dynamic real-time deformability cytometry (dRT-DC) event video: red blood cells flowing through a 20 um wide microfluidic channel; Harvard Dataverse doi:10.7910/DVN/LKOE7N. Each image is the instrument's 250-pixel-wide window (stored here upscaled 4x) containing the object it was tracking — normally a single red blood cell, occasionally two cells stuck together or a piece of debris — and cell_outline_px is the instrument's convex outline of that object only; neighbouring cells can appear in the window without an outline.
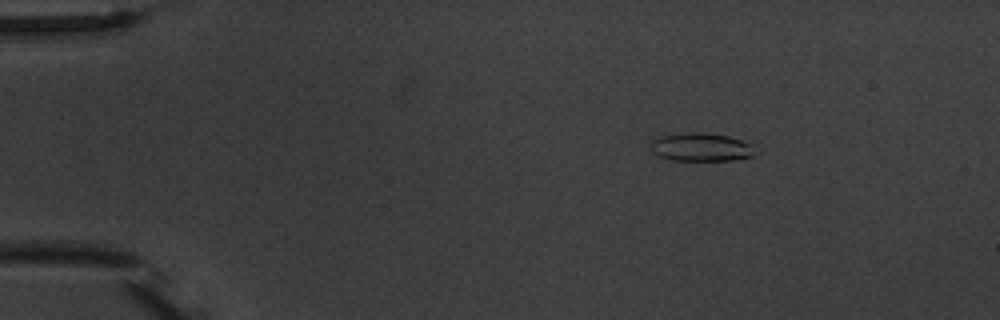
{"species": "common noctule bat (a hibernating species)", "species_latin": "Nyctalus noctula", "temperature_condition": "warm", "stored_images_in_passage": 7, "camera_frame_rate_fps": 3000, "um_per_image_px": 0.085, "animal": {"sex": "male", "body_mass_g": 20.1, "forearm_length_mm": 53.5}, "frame": {"image": 1, "passage_image": 2, "time_ms": 1.333, "image_size_px": [1000, 320], "cell_outline_px": [[752, 156], [732, 160], [672, 160], [660, 156], [652, 152], [652, 140], [660, 136], [688, 132], [704, 132], [728, 136], [752, 144]], "centroid_in_image_um": [59.56, 12.5], "position_along_channel_um": 25.4, "area_um2": 16.94}}
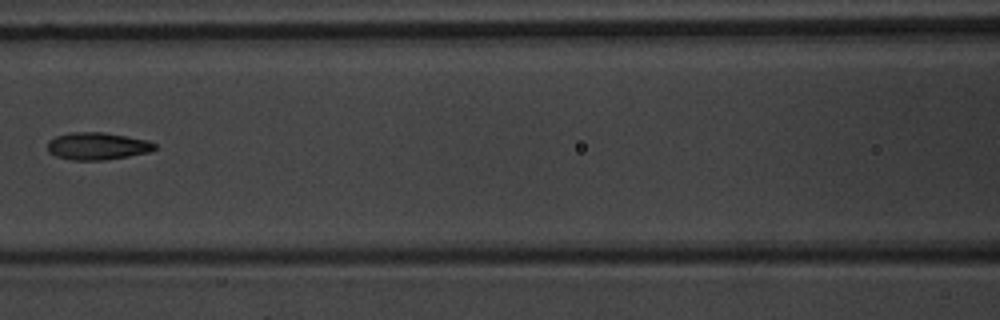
{"frame": {"image": 2, "passage_image": 6, "time_ms": 7.0, "image_size_px": [1000, 320], "cell_outline_px": [[156, 148], [148, 152], [128, 156], [104, 160], [72, 160], [56, 156], [48, 152], [48, 140], [56, 136], [72, 132], [104, 132], [148, 140], [156, 144]], "centroid_in_image_um": [8.26, 12.41], "position_along_channel_um": 158.3, "area_um2": 17.05}}
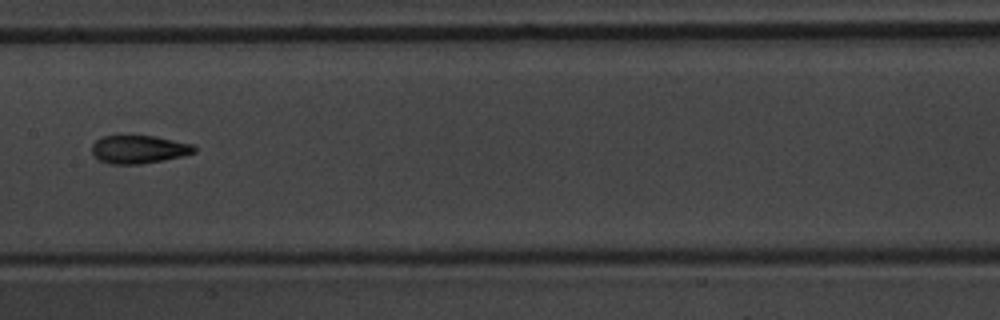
{"frame": {"image": 3, "passage_image": 7, "time_ms": 8.0, "image_size_px": [1000, 320], "cell_outline_px": [[196, 152], [184, 156], [164, 160], [140, 164], [108, 164], [100, 160], [92, 152], [92, 144], [100, 136], [156, 136], [192, 144], [196, 148]], "centroid_in_image_um": [11.81, 12.7], "position_along_channel_um": 195.6, "area_um2": 16.82}}